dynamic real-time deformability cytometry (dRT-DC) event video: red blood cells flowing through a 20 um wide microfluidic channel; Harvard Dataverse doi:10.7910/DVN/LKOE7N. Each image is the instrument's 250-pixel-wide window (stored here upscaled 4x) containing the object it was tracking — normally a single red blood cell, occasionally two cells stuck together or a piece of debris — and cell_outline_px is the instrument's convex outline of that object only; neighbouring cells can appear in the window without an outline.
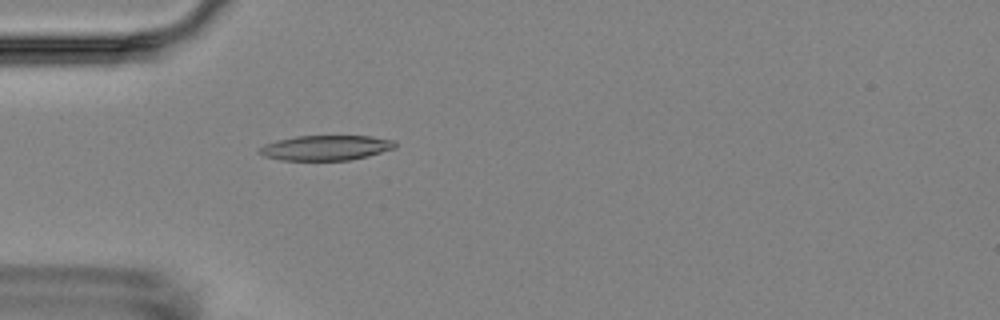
{"species": "Egyptian fruit bat (a non-hibernating species)", "species_latin": "Rousettus aegyptiacus", "temperature_condition": "room temperature", "stored_images_in_passage": 5, "camera_frame_rate_fps": 3000, "um_per_image_px": 0.085, "animal": {"sex": "female"}, "frame": {"image": 1, "passage_image": 5, "time_ms": 4.667, "image_size_px": [1000, 320], "cell_outline_px": [[396, 148], [368, 156], [348, 160], [280, 160], [264, 156], [256, 152], [264, 144], [276, 140], [296, 136], [372, 136], [396, 140]], "centroid_in_image_um": [27.7, 12.56], "position_along_channel_um": 57.3, "area_um2": 19.94}}